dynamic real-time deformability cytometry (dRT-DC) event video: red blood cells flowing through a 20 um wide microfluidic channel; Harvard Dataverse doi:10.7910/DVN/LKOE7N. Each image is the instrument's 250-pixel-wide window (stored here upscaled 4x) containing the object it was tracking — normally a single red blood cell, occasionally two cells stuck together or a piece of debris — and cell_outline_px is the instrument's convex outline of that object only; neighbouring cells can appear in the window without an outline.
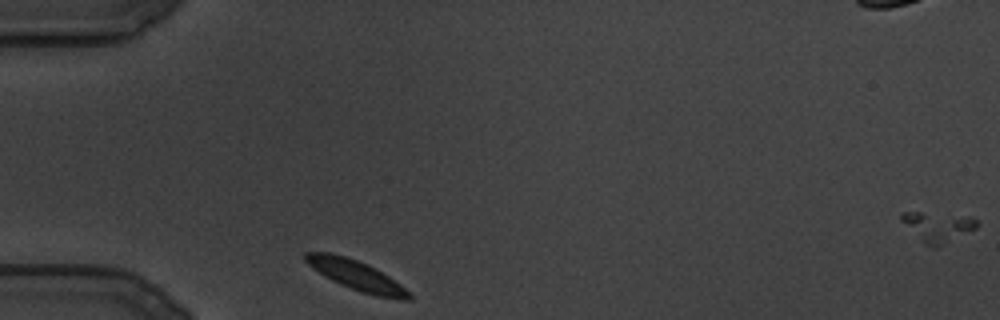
{"species": "common noctule bat (a hibernating species)", "species_latin": "Nyctalus noctula", "temperature_condition": "cold", "stored_images_in_passage": 6, "camera_frame_rate_fps": 3000, "um_per_image_px": 0.085, "animal": {"sex": "male", "body_mass_g": 19.5, "forearm_length_mm": 54.6}, "frame": {"image": 1, "passage_image": 3, "time_ms": 0.667, "image_size_px": [1000, 320], "cell_outline_px": [[412, 300], [400, 300], [376, 296], [360, 292], [340, 284], [332, 280], [308, 264], [304, 260], [304, 252], [328, 252], [344, 256], [356, 260], [376, 268], [400, 284], [412, 296]], "centroid_in_image_um": [30.3, 23.41], "position_along_channel_um": 54.7, "area_um2": 17.74}}